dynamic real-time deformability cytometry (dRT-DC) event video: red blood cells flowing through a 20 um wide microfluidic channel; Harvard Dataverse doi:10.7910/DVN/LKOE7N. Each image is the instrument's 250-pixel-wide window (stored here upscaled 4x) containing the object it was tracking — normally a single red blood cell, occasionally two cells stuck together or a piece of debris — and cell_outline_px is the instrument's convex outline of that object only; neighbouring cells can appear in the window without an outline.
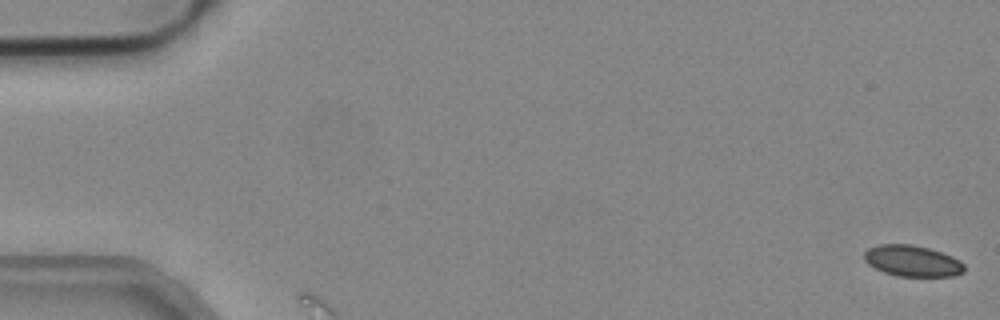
{"species": "common noctule bat (a hibernating species)", "species_latin": "Nyctalus noctula", "temperature_condition": "cold", "stored_images_in_passage": 2, "camera_frame_rate_fps": 3000, "um_per_image_px": 0.085, "animal": {"sex": "male", "body_mass_g": 19.2, "forearm_length_mm": 51.8}, "frame": {"image": 1, "passage_image": 1, "time_ms": 0.0, "image_size_px": [1000, 320], "cell_outline_px": [[964, 272], [952, 276], [896, 276], [884, 272], [868, 264], [864, 260], [864, 252], [868, 248], [880, 244], [912, 244], [928, 248], [952, 256], [960, 260], [964, 264]], "centroid_in_image_um": [77.54, 22.17], "position_along_channel_um": 7.5, "area_um2": 18.15}}